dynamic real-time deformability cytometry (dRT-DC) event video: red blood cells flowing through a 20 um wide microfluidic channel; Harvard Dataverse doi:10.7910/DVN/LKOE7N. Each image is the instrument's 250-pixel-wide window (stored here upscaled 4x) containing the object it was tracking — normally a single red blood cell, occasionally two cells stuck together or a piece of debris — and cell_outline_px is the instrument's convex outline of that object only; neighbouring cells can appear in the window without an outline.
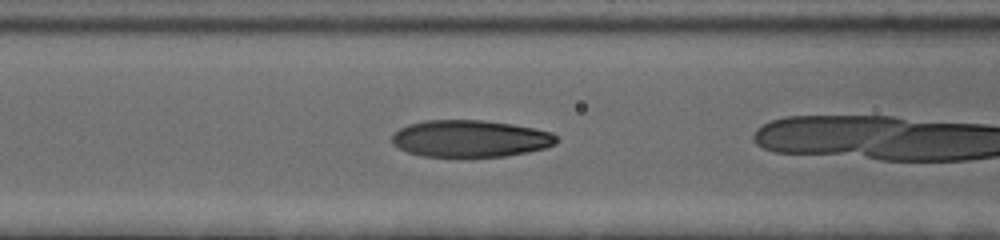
{"species": "human", "species_latin": "Homo sapiens", "temperature_condition": "cold", "stored_images_in_passage": 8, "camera_frame_rate_fps": 3000, "um_per_image_px": 0.085, "donor": {"sex": "female"}, "frame": {"image": 1, "passage_image": 4, "time_ms": 1.0, "image_size_px": [1000, 240], "cell_outline_px": [[560, 140], [556, 144], [544, 148], [528, 152], [504, 156], [424, 156], [408, 152], [392, 144], [392, 136], [400, 128], [408, 124], [424, 120], [484, 120], [512, 124], [552, 132]], "centroid_in_image_um": [39.99, 11.77], "position_along_channel_um": 126.6, "area_um2": 35.32}}
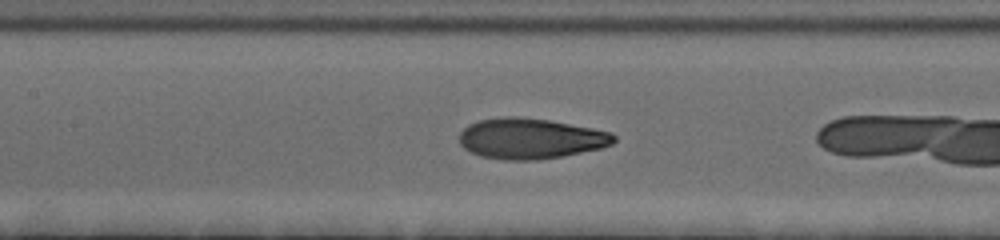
{"frame": {"image": 2, "passage_image": 7, "time_ms": 2.0, "image_size_px": [1000, 240], "cell_outline_px": [[616, 140], [612, 144], [600, 148], [560, 156], [536, 160], [508, 160], [480, 156], [464, 148], [460, 144], [460, 132], [468, 124], [480, 120], [504, 116], [508, 116], [548, 120], [592, 128], [612, 132], [616, 136]], "centroid_in_image_um": [45.08, 11.77], "position_along_channel_um": 162.3, "area_um2": 36.24}}